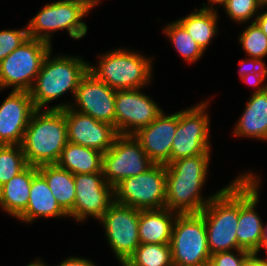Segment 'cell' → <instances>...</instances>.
Returning <instances> with one entry per match:
<instances>
[{"label":"cell","instance_id":"cell-9","mask_svg":"<svg viewBox=\"0 0 267 266\" xmlns=\"http://www.w3.org/2000/svg\"><path fill=\"white\" fill-rule=\"evenodd\" d=\"M88 11L81 5L72 2L56 1L45 6L28 23V35L33 39L51 44V33L67 30L73 39H81L88 27L81 19Z\"/></svg>","mask_w":267,"mask_h":266},{"label":"cell","instance_id":"cell-38","mask_svg":"<svg viewBox=\"0 0 267 266\" xmlns=\"http://www.w3.org/2000/svg\"><path fill=\"white\" fill-rule=\"evenodd\" d=\"M243 266H267V259L253 255Z\"/></svg>","mask_w":267,"mask_h":266},{"label":"cell","instance_id":"cell-29","mask_svg":"<svg viewBox=\"0 0 267 266\" xmlns=\"http://www.w3.org/2000/svg\"><path fill=\"white\" fill-rule=\"evenodd\" d=\"M27 166L21 145H0V187Z\"/></svg>","mask_w":267,"mask_h":266},{"label":"cell","instance_id":"cell-17","mask_svg":"<svg viewBox=\"0 0 267 266\" xmlns=\"http://www.w3.org/2000/svg\"><path fill=\"white\" fill-rule=\"evenodd\" d=\"M67 125L68 142L99 150L108 151L119 135L114 125L67 107L63 109Z\"/></svg>","mask_w":267,"mask_h":266},{"label":"cell","instance_id":"cell-22","mask_svg":"<svg viewBox=\"0 0 267 266\" xmlns=\"http://www.w3.org/2000/svg\"><path fill=\"white\" fill-rule=\"evenodd\" d=\"M178 213L167 208L140 210V244H170L172 228Z\"/></svg>","mask_w":267,"mask_h":266},{"label":"cell","instance_id":"cell-18","mask_svg":"<svg viewBox=\"0 0 267 266\" xmlns=\"http://www.w3.org/2000/svg\"><path fill=\"white\" fill-rule=\"evenodd\" d=\"M36 108L29 91H14L0 105V145H21Z\"/></svg>","mask_w":267,"mask_h":266},{"label":"cell","instance_id":"cell-19","mask_svg":"<svg viewBox=\"0 0 267 266\" xmlns=\"http://www.w3.org/2000/svg\"><path fill=\"white\" fill-rule=\"evenodd\" d=\"M177 129V112L166 115L163 111L148 126L140 128L134 137L155 164L171 162L172 142Z\"/></svg>","mask_w":267,"mask_h":266},{"label":"cell","instance_id":"cell-30","mask_svg":"<svg viewBox=\"0 0 267 266\" xmlns=\"http://www.w3.org/2000/svg\"><path fill=\"white\" fill-rule=\"evenodd\" d=\"M239 36V42L250 58L263 59L267 55V35L251 22Z\"/></svg>","mask_w":267,"mask_h":266},{"label":"cell","instance_id":"cell-24","mask_svg":"<svg viewBox=\"0 0 267 266\" xmlns=\"http://www.w3.org/2000/svg\"><path fill=\"white\" fill-rule=\"evenodd\" d=\"M56 164L73 175L103 172V153L90 147L67 142Z\"/></svg>","mask_w":267,"mask_h":266},{"label":"cell","instance_id":"cell-2","mask_svg":"<svg viewBox=\"0 0 267 266\" xmlns=\"http://www.w3.org/2000/svg\"><path fill=\"white\" fill-rule=\"evenodd\" d=\"M68 142L63 109H36L21 144L28 165L56 164Z\"/></svg>","mask_w":267,"mask_h":266},{"label":"cell","instance_id":"cell-36","mask_svg":"<svg viewBox=\"0 0 267 266\" xmlns=\"http://www.w3.org/2000/svg\"><path fill=\"white\" fill-rule=\"evenodd\" d=\"M251 22H255L260 29L267 35V11H263L262 13L258 14L254 20Z\"/></svg>","mask_w":267,"mask_h":266},{"label":"cell","instance_id":"cell-4","mask_svg":"<svg viewBox=\"0 0 267 266\" xmlns=\"http://www.w3.org/2000/svg\"><path fill=\"white\" fill-rule=\"evenodd\" d=\"M204 217L210 254L237 249L239 175L200 212Z\"/></svg>","mask_w":267,"mask_h":266},{"label":"cell","instance_id":"cell-12","mask_svg":"<svg viewBox=\"0 0 267 266\" xmlns=\"http://www.w3.org/2000/svg\"><path fill=\"white\" fill-rule=\"evenodd\" d=\"M139 214L140 209L114 201L98 220L104 227L110 248L122 266L140 245Z\"/></svg>","mask_w":267,"mask_h":266},{"label":"cell","instance_id":"cell-16","mask_svg":"<svg viewBox=\"0 0 267 266\" xmlns=\"http://www.w3.org/2000/svg\"><path fill=\"white\" fill-rule=\"evenodd\" d=\"M75 203L68 214L76 221H84L88 216L99 220L114 202V188L104 179L103 172L75 174Z\"/></svg>","mask_w":267,"mask_h":266},{"label":"cell","instance_id":"cell-5","mask_svg":"<svg viewBox=\"0 0 267 266\" xmlns=\"http://www.w3.org/2000/svg\"><path fill=\"white\" fill-rule=\"evenodd\" d=\"M98 57V65L89 63L88 71L114 90L142 89L152 79L153 57H144L128 48H116Z\"/></svg>","mask_w":267,"mask_h":266},{"label":"cell","instance_id":"cell-1","mask_svg":"<svg viewBox=\"0 0 267 266\" xmlns=\"http://www.w3.org/2000/svg\"><path fill=\"white\" fill-rule=\"evenodd\" d=\"M210 154L181 158L166 164V204L165 208L178 214L200 213L219 194L202 198L201 189L205 186Z\"/></svg>","mask_w":267,"mask_h":266},{"label":"cell","instance_id":"cell-25","mask_svg":"<svg viewBox=\"0 0 267 266\" xmlns=\"http://www.w3.org/2000/svg\"><path fill=\"white\" fill-rule=\"evenodd\" d=\"M37 168L38 172L45 178L60 207L69 214L75 203L74 175L57 164H46Z\"/></svg>","mask_w":267,"mask_h":266},{"label":"cell","instance_id":"cell-34","mask_svg":"<svg viewBox=\"0 0 267 266\" xmlns=\"http://www.w3.org/2000/svg\"><path fill=\"white\" fill-rule=\"evenodd\" d=\"M233 251L216 252L210 256V266H243L252 256L250 252L243 249Z\"/></svg>","mask_w":267,"mask_h":266},{"label":"cell","instance_id":"cell-33","mask_svg":"<svg viewBox=\"0 0 267 266\" xmlns=\"http://www.w3.org/2000/svg\"><path fill=\"white\" fill-rule=\"evenodd\" d=\"M29 38L28 27L0 30V62Z\"/></svg>","mask_w":267,"mask_h":266},{"label":"cell","instance_id":"cell-23","mask_svg":"<svg viewBox=\"0 0 267 266\" xmlns=\"http://www.w3.org/2000/svg\"><path fill=\"white\" fill-rule=\"evenodd\" d=\"M38 172L36 166L28 165L22 172L0 187V208L18 218L28 205L33 176Z\"/></svg>","mask_w":267,"mask_h":266},{"label":"cell","instance_id":"cell-39","mask_svg":"<svg viewBox=\"0 0 267 266\" xmlns=\"http://www.w3.org/2000/svg\"><path fill=\"white\" fill-rule=\"evenodd\" d=\"M265 249L267 251V225H263V235H262V240L258 248V252L254 254V256L258 257V253L260 250Z\"/></svg>","mask_w":267,"mask_h":266},{"label":"cell","instance_id":"cell-40","mask_svg":"<svg viewBox=\"0 0 267 266\" xmlns=\"http://www.w3.org/2000/svg\"><path fill=\"white\" fill-rule=\"evenodd\" d=\"M228 0H208V3L210 5H205V3L203 2V7L201 9H205V10H214V5L213 4H219L218 6H224L227 3Z\"/></svg>","mask_w":267,"mask_h":266},{"label":"cell","instance_id":"cell-26","mask_svg":"<svg viewBox=\"0 0 267 266\" xmlns=\"http://www.w3.org/2000/svg\"><path fill=\"white\" fill-rule=\"evenodd\" d=\"M218 12L216 10L195 9L188 16L177 20L203 49H207L212 38L218 33Z\"/></svg>","mask_w":267,"mask_h":266},{"label":"cell","instance_id":"cell-20","mask_svg":"<svg viewBox=\"0 0 267 266\" xmlns=\"http://www.w3.org/2000/svg\"><path fill=\"white\" fill-rule=\"evenodd\" d=\"M233 129L234 136L267 140V84L257 86Z\"/></svg>","mask_w":267,"mask_h":266},{"label":"cell","instance_id":"cell-21","mask_svg":"<svg viewBox=\"0 0 267 266\" xmlns=\"http://www.w3.org/2000/svg\"><path fill=\"white\" fill-rule=\"evenodd\" d=\"M60 216L69 217L53 196L45 178L37 172L31 182L26 210L17 219L24 223H32L36 218H60Z\"/></svg>","mask_w":267,"mask_h":266},{"label":"cell","instance_id":"cell-32","mask_svg":"<svg viewBox=\"0 0 267 266\" xmlns=\"http://www.w3.org/2000/svg\"><path fill=\"white\" fill-rule=\"evenodd\" d=\"M239 76L241 80L253 87L261 86L267 76V67L262 59L245 58L241 60ZM261 84V85H260Z\"/></svg>","mask_w":267,"mask_h":266},{"label":"cell","instance_id":"cell-15","mask_svg":"<svg viewBox=\"0 0 267 266\" xmlns=\"http://www.w3.org/2000/svg\"><path fill=\"white\" fill-rule=\"evenodd\" d=\"M140 90H116L115 129L120 135H134L163 112L153 99Z\"/></svg>","mask_w":267,"mask_h":266},{"label":"cell","instance_id":"cell-10","mask_svg":"<svg viewBox=\"0 0 267 266\" xmlns=\"http://www.w3.org/2000/svg\"><path fill=\"white\" fill-rule=\"evenodd\" d=\"M206 100L177 112V129L172 142L171 161L210 151V119Z\"/></svg>","mask_w":267,"mask_h":266},{"label":"cell","instance_id":"cell-37","mask_svg":"<svg viewBox=\"0 0 267 266\" xmlns=\"http://www.w3.org/2000/svg\"><path fill=\"white\" fill-rule=\"evenodd\" d=\"M62 2H72L83 6L88 12L95 7L100 0H59Z\"/></svg>","mask_w":267,"mask_h":266},{"label":"cell","instance_id":"cell-35","mask_svg":"<svg viewBox=\"0 0 267 266\" xmlns=\"http://www.w3.org/2000/svg\"><path fill=\"white\" fill-rule=\"evenodd\" d=\"M46 266V263H45ZM48 266V265H47ZM56 266H96L91 260L85 259L82 257H75L69 256V258L64 259L61 261L59 265Z\"/></svg>","mask_w":267,"mask_h":266},{"label":"cell","instance_id":"cell-42","mask_svg":"<svg viewBox=\"0 0 267 266\" xmlns=\"http://www.w3.org/2000/svg\"><path fill=\"white\" fill-rule=\"evenodd\" d=\"M264 4H267V0H261Z\"/></svg>","mask_w":267,"mask_h":266},{"label":"cell","instance_id":"cell-13","mask_svg":"<svg viewBox=\"0 0 267 266\" xmlns=\"http://www.w3.org/2000/svg\"><path fill=\"white\" fill-rule=\"evenodd\" d=\"M250 172L239 175V218L236 235L237 249L254 255L258 252L262 240L264 224L255 210L261 179Z\"/></svg>","mask_w":267,"mask_h":266},{"label":"cell","instance_id":"cell-7","mask_svg":"<svg viewBox=\"0 0 267 266\" xmlns=\"http://www.w3.org/2000/svg\"><path fill=\"white\" fill-rule=\"evenodd\" d=\"M51 47L44 41L29 37L4 58L0 62V91L10 87L14 91H29Z\"/></svg>","mask_w":267,"mask_h":266},{"label":"cell","instance_id":"cell-31","mask_svg":"<svg viewBox=\"0 0 267 266\" xmlns=\"http://www.w3.org/2000/svg\"><path fill=\"white\" fill-rule=\"evenodd\" d=\"M266 6L261 0H228L223 7L233 21L246 23L251 18H256L258 10Z\"/></svg>","mask_w":267,"mask_h":266},{"label":"cell","instance_id":"cell-28","mask_svg":"<svg viewBox=\"0 0 267 266\" xmlns=\"http://www.w3.org/2000/svg\"><path fill=\"white\" fill-rule=\"evenodd\" d=\"M163 33L167 35L169 41L172 42L174 48L185 61L195 63L202 57L203 49L178 21L168 24Z\"/></svg>","mask_w":267,"mask_h":266},{"label":"cell","instance_id":"cell-6","mask_svg":"<svg viewBox=\"0 0 267 266\" xmlns=\"http://www.w3.org/2000/svg\"><path fill=\"white\" fill-rule=\"evenodd\" d=\"M170 247L174 266L209 264L211 254L201 213L177 215L172 228Z\"/></svg>","mask_w":267,"mask_h":266},{"label":"cell","instance_id":"cell-8","mask_svg":"<svg viewBox=\"0 0 267 266\" xmlns=\"http://www.w3.org/2000/svg\"><path fill=\"white\" fill-rule=\"evenodd\" d=\"M166 167L154 164L139 175L114 187V201L140 210L163 209L166 204Z\"/></svg>","mask_w":267,"mask_h":266},{"label":"cell","instance_id":"cell-14","mask_svg":"<svg viewBox=\"0 0 267 266\" xmlns=\"http://www.w3.org/2000/svg\"><path fill=\"white\" fill-rule=\"evenodd\" d=\"M115 97L116 90L103 81H99L88 71L79 82L74 96L75 104L73 102L61 103L50 107V109L70 107L115 127Z\"/></svg>","mask_w":267,"mask_h":266},{"label":"cell","instance_id":"cell-3","mask_svg":"<svg viewBox=\"0 0 267 266\" xmlns=\"http://www.w3.org/2000/svg\"><path fill=\"white\" fill-rule=\"evenodd\" d=\"M51 54L50 50L29 90L36 109H44L49 102L57 100L67 91L74 98L80 80L88 72L89 63L79 56L51 57Z\"/></svg>","mask_w":267,"mask_h":266},{"label":"cell","instance_id":"cell-41","mask_svg":"<svg viewBox=\"0 0 267 266\" xmlns=\"http://www.w3.org/2000/svg\"><path fill=\"white\" fill-rule=\"evenodd\" d=\"M26 266H45L44 262L40 260V258H37V260L30 262Z\"/></svg>","mask_w":267,"mask_h":266},{"label":"cell","instance_id":"cell-11","mask_svg":"<svg viewBox=\"0 0 267 266\" xmlns=\"http://www.w3.org/2000/svg\"><path fill=\"white\" fill-rule=\"evenodd\" d=\"M154 164L134 135L119 134L103 153L102 171L106 182L114 188L123 179L144 173Z\"/></svg>","mask_w":267,"mask_h":266},{"label":"cell","instance_id":"cell-27","mask_svg":"<svg viewBox=\"0 0 267 266\" xmlns=\"http://www.w3.org/2000/svg\"><path fill=\"white\" fill-rule=\"evenodd\" d=\"M123 266H174L170 244H140Z\"/></svg>","mask_w":267,"mask_h":266}]
</instances>
